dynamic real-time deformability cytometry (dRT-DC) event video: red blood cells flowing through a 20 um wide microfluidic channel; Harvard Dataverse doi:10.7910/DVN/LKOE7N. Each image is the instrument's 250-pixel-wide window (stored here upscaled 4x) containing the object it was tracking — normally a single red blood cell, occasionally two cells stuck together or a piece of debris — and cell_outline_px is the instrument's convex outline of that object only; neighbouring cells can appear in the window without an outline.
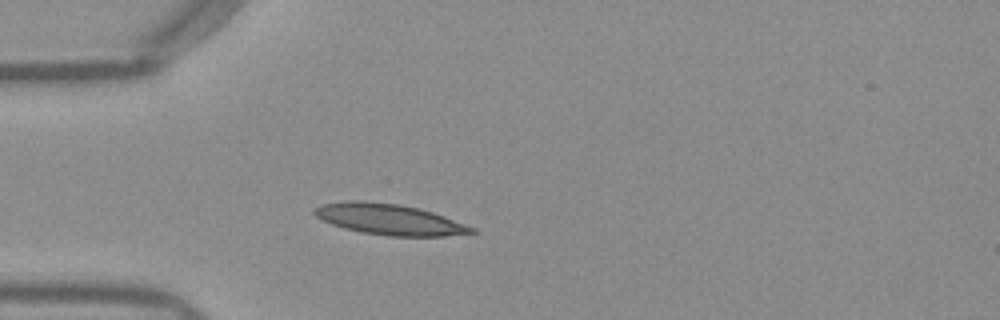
{"species": "Egyptian fruit bat (a non-hibernating species)", "species_latin": "Rousettus aegyptiacus", "temperature_condition": "warm", "stored_images_in_passage": 41, "camera_frame_rate_fps": 3000, "um_per_image_px": 0.085, "frame": {"image": 1, "passage_image": 9, "time_ms": 2.667, "image_size_px": [1000, 320], "cell_outline_px": [[476, 232], [444, 236], [388, 236], [364, 232], [344, 228], [332, 224], [316, 216], [312, 212], [316, 208], [324, 204], [344, 200], [364, 200], [400, 204], [420, 208], [444, 216], [476, 228]], "centroid_in_image_um": [33.1, 18.63], "position_along_channel_um": 51.9, "area_um2": 28.15}}
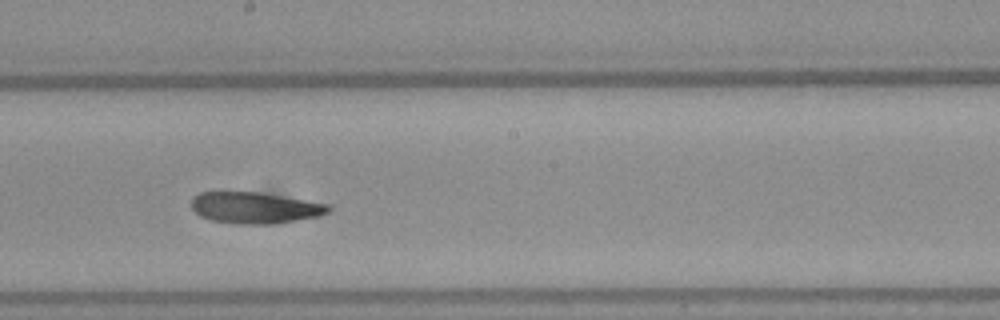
{"frame": {"image": 2, "passage_image": 23, "time_ms": 7.333, "image_size_px": [1000, 320], "cell_outline_px": [[332, 212], [320, 216], [272, 224], [236, 224], [212, 220], [200, 216], [192, 208], [192, 196], [200, 192], [256, 192], [328, 204], [332, 208]], "centroid_in_image_um": [21.67, 17.67], "position_along_channel_um": 226.5, "area_um2": 24.91}}
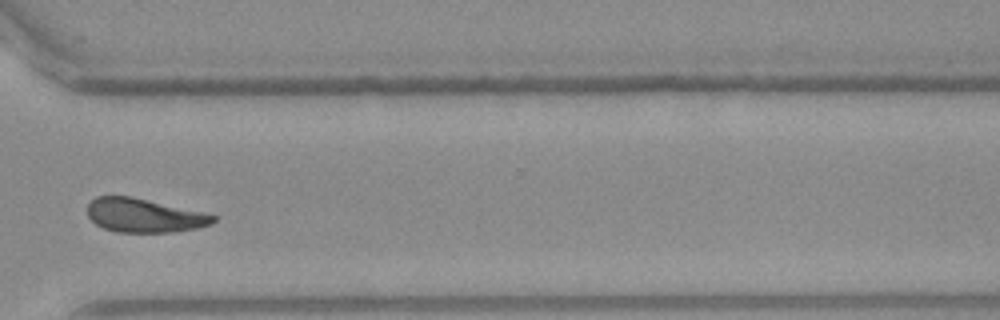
{"frame": {"image": 3, "passage_image": 33, "time_ms": 10.667, "image_size_px": [1000, 320], "cell_outline_px": [[216, 220], [212, 224], [200, 228], [172, 232], [116, 232], [104, 228], [96, 224], [88, 216], [88, 204], [96, 196], [132, 196], [204, 212], [216, 216]], "centroid_in_image_um": [12.28, 18.31], "position_along_channel_um": 358.3, "area_um2": 24.91}, "authors_computed_cell_mechanics": {"area_um2": 25.6632, "velocity_mm_per_s": 3.9509, "shape_relaxation_time_tau1_ms": null, "shape_relaxation_time_tau2_ms": 2.0062, "deformation_change_tau1": null, "deformation_change_tau2": 0.0816}}